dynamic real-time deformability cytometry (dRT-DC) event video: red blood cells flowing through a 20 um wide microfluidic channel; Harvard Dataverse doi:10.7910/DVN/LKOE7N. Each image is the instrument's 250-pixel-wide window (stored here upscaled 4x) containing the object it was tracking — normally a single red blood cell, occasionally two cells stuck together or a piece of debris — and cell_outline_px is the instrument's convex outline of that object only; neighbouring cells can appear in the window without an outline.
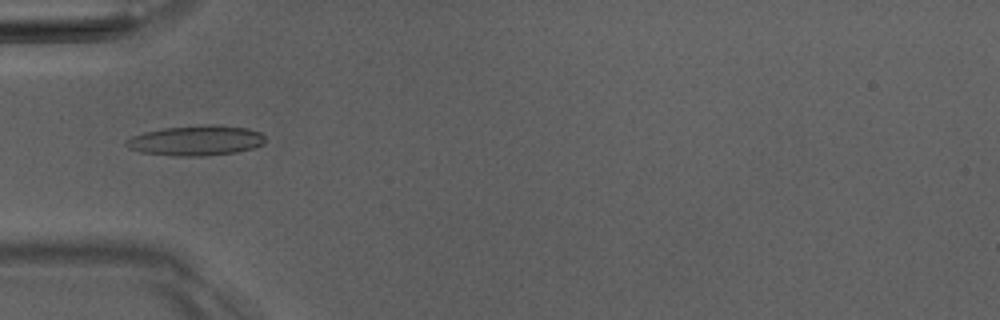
{"species": "Egyptian fruit bat (a non-hibernating species)", "species_latin": "Rousettus aegyptiacus", "temperature_condition": "room temperature", "stored_images_in_passage": 3, "camera_frame_rate_fps": 3000, "um_per_image_px": 0.085, "animal": {"sex": "male"}, "frame": {"image": 1, "passage_image": 3, "time_ms": 2.333, "image_size_px": [1000, 320], "cell_outline_px": [[264, 144], [252, 148], [236, 152], [204, 156], [176, 156], [140, 152], [128, 148], [124, 144], [124, 140], [132, 136], [144, 132], [164, 128], [204, 124], [220, 124], [248, 128], [260, 132], [264, 136]], "centroid_in_image_um": [16.65, 11.93], "position_along_channel_um": 68.4, "area_um2": 24.68}}